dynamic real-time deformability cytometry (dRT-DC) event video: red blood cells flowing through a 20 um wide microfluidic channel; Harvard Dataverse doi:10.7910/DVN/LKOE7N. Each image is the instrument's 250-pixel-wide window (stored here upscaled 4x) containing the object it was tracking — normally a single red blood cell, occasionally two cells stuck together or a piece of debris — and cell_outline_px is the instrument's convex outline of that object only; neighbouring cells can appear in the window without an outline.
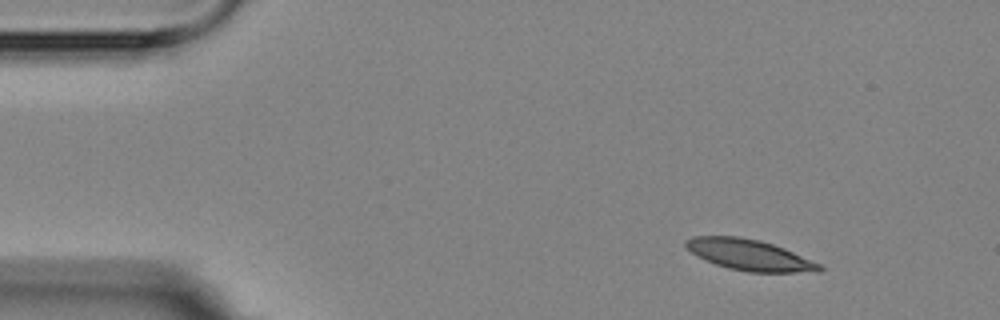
{"species": "Egyptian fruit bat (a non-hibernating species)", "species_latin": "Rousettus aegyptiacus", "temperature_condition": "room temperature", "stored_images_in_passage": 5, "camera_frame_rate_fps": 3000, "um_per_image_px": 0.085, "animal": {"sex": "female"}, "frame": {"image": 1, "passage_image": 2, "time_ms": 1.0, "image_size_px": [1000, 320], "cell_outline_px": [[824, 268], [820, 272], [748, 272], [728, 268], [716, 264], [696, 256], [684, 244], [684, 240], [692, 236], [736, 236], [760, 240], [784, 248], [820, 264]], "centroid_in_image_um": [63.69, 21.67], "position_along_channel_um": 21.3, "area_um2": 23.99}}
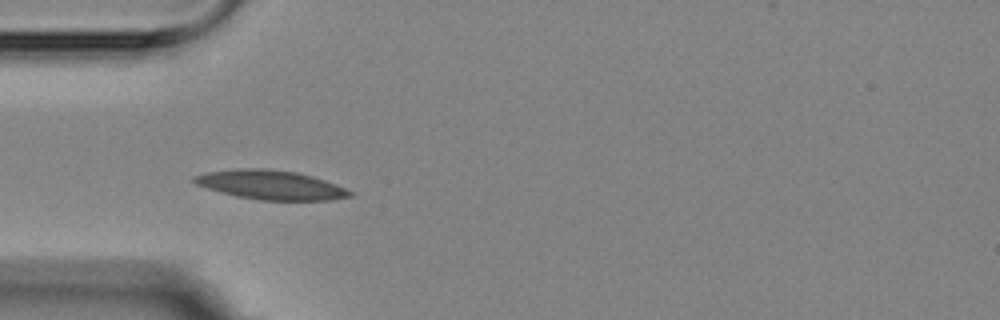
{"frame": {"image": 2, "passage_image": 4, "time_ms": 4.333, "image_size_px": [1000, 320], "cell_outline_px": [[352, 196], [332, 200], [260, 200], [236, 196], [220, 192], [196, 184], [192, 180], [192, 176], [208, 172], [236, 168], [264, 168], [296, 172], [312, 176], [336, 184], [352, 192]], "centroid_in_image_um": [23.0, 15.71], "position_along_channel_um": 62.0, "area_um2": 26.41}}